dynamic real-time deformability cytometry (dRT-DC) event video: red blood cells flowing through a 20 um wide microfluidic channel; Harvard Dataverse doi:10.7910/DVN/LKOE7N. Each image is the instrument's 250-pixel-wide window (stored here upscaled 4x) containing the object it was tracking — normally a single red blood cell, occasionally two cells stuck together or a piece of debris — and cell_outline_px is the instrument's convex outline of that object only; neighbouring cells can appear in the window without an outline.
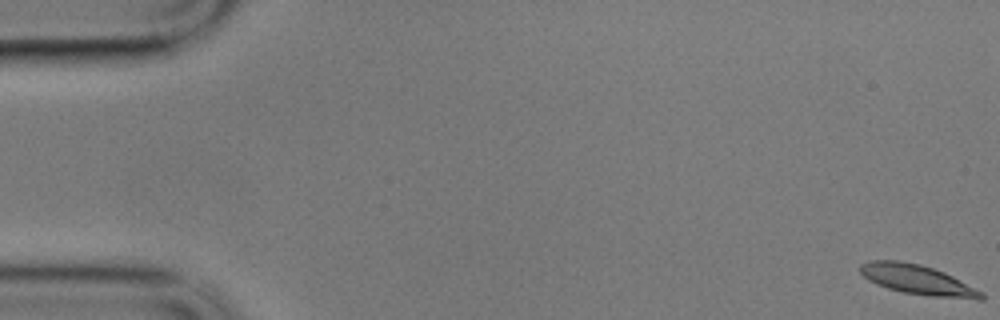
{"species": "common noctule bat (a hibernating species)", "species_latin": "Nyctalus noctula", "temperature_condition": "cold", "stored_images_in_passage": 62, "camera_frame_rate_fps": 3000, "um_per_image_px": 0.085, "animal": {"sex": "male", "body_mass_g": 17.9}, "frame": {"image": 1, "passage_image": 1, "time_ms": 0.0, "image_size_px": [1000, 320], "cell_outline_px": [[984, 300], [976, 300], [928, 296], [904, 292], [888, 288], [876, 284], [868, 280], [860, 272], [860, 264], [872, 260], [900, 260], [920, 264], [944, 272], [984, 292]], "centroid_in_image_um": [78.03, 23.79], "position_along_channel_um": 7.0, "area_um2": 21.1}}
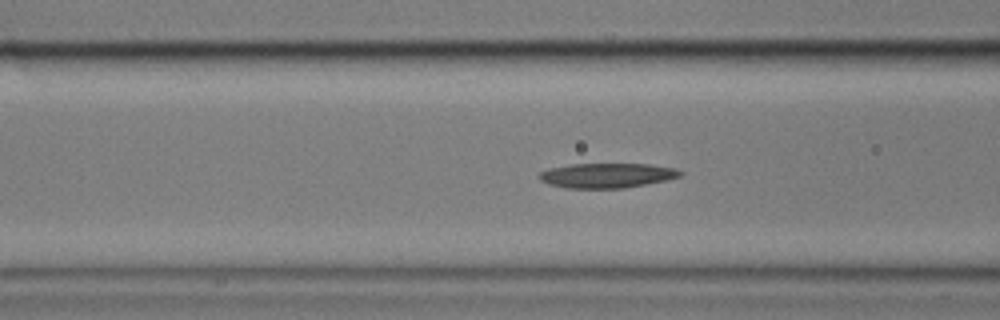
{"frame": {"image": 2, "passage_image": 25, "time_ms": 8.0, "image_size_px": [1000, 320], "cell_outline_px": [[684, 172], [680, 176], [664, 180], [624, 188], [564, 188], [548, 184], [540, 180], [540, 172], [548, 168], [572, 164], [648, 164], [676, 168]], "centroid_in_image_um": [51.56, 14.91], "position_along_channel_um": 115.0, "area_um2": 20.23}}
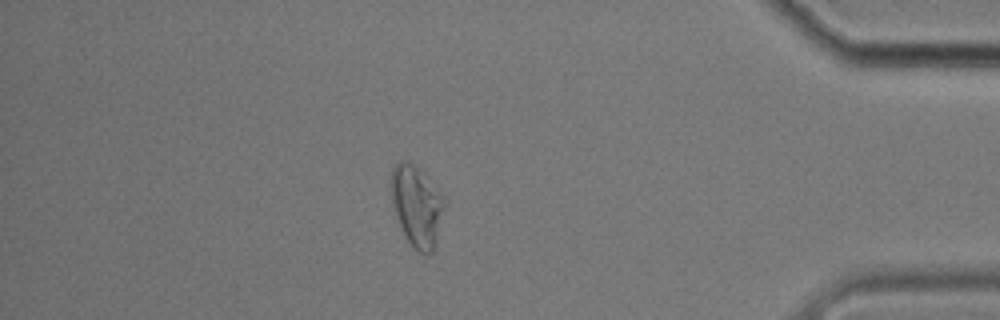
{"frame": {"image": 3, "passage_image": 54, "time_ms": 17.667, "image_size_px": [1000, 320], "cell_outline_px": [[448, 204], [432, 252], [420, 252], [404, 236], [400, 228], [392, 208], [392, 168], [400, 160], [404, 160], [420, 168], [440, 188]], "centroid_in_image_um": [35.48, 17.46], "position_along_channel_um": 399.7, "area_um2": 25.61}, "authors_computed_cell_mechanics": {"area_um2": 20.4901, "velocity_mm_per_s": 3.3458, "shape_relaxation_time_tau1_ms": 7.7815, "shape_relaxation_time_tau2_ms": null, "deformation_change_tau1": 0.1873, "deformation_change_tau2": null}}